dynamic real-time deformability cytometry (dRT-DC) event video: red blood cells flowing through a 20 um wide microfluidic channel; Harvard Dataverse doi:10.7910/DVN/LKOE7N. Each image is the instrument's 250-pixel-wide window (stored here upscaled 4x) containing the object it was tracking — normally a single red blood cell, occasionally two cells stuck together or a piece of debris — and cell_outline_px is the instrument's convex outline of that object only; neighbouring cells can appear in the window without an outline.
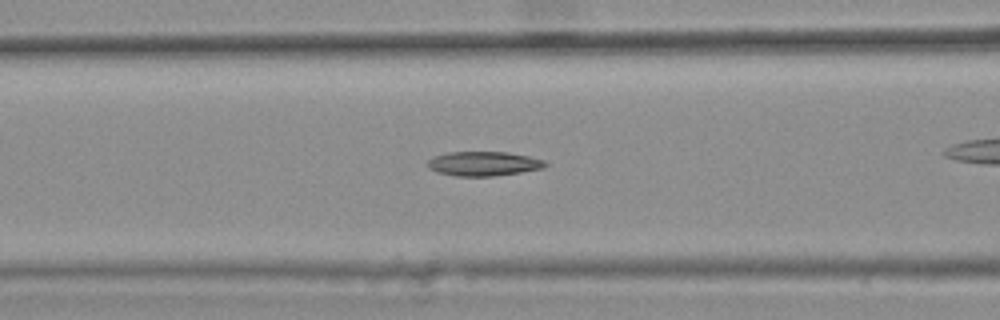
{"species": "common noctule bat (a hibernating species)", "species_latin": "Nyctalus noctula", "temperature_condition": "warm", "stored_images_in_passage": 38, "camera_frame_rate_fps": 3000, "um_per_image_px": 0.085, "animal": {"sex": "female", "body_mass_g": 25.1}, "frame": {"image": 1, "passage_image": 12, "time_ms": 3.667, "image_size_px": [1000, 320], "cell_outline_px": [[548, 164], [544, 168], [520, 172], [492, 176], [456, 176], [436, 172], [428, 168], [428, 160], [432, 156], [448, 152], [508, 152], [528, 156], [544, 160]], "centroid_in_image_um": [41.08, 13.91], "position_along_channel_um": 125.5, "area_um2": 16.76}}